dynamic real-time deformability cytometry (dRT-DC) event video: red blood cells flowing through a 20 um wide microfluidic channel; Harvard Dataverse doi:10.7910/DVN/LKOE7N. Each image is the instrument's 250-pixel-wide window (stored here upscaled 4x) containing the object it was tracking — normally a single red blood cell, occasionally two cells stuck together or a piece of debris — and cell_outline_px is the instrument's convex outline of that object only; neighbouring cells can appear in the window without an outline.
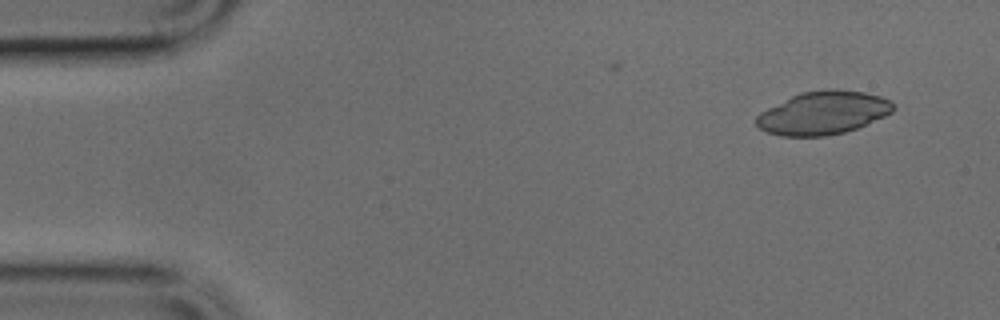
{"species": "common noctule bat (a hibernating species)", "species_latin": "Nyctalus noctula", "temperature_condition": "cold", "stored_images_in_passage": 4, "segment_of_instrument_passage": [2, 2], "camera_frame_rate_fps": 3000, "um_per_image_px": 0.085, "animal": {"sex": "male", "body_mass_g": 17.9, "forearm_length_mm": 54.2}, "frame": {"image": 1, "passage_image": 4, "time_ms": 1.0, "image_size_px": [1000, 320], "cell_outline_px": [[896, 108], [892, 112], [884, 116], [856, 128], [844, 132], [824, 136], [780, 136], [768, 132], [760, 128], [756, 124], [756, 116], [760, 112], [800, 92], [864, 92], [880, 96], [888, 100]], "centroid_in_image_um": [69.93, 9.64], "position_along_channel_um": 15.1, "area_um2": 33.23}}